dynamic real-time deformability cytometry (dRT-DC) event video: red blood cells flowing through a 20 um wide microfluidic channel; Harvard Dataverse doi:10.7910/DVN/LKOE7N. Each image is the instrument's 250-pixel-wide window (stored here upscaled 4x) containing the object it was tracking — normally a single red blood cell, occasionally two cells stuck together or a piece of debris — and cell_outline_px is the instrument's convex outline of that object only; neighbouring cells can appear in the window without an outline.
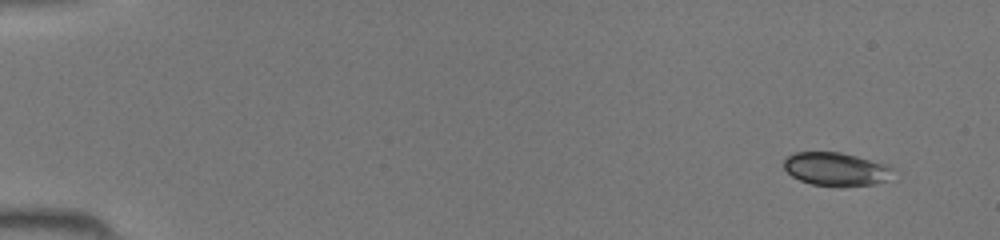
{"species": "common noctule bat (a hibernating species)", "species_latin": "Nyctalus noctula", "temperature_condition": "room temperature", "stored_images_in_passage": 44, "camera_frame_rate_fps": 3000, "um_per_image_px": 0.085, "animal": {"sex": "female", "body_mass_g": 19.5, "forearm_length_mm": 54.1}, "frame": {"image": 1, "passage_image": 1, "time_ms": 0.0, "image_size_px": [1000, 240], "cell_outline_px": [[892, 168], [884, 180], [872, 184], [840, 188], [812, 184], [800, 180], [792, 176], [784, 168], [784, 160], [788, 156], [796, 152], [840, 152], [856, 156], [884, 164]], "centroid_in_image_um": [70.98, 14.39], "position_along_channel_um": 14.0, "area_um2": 20.92}}
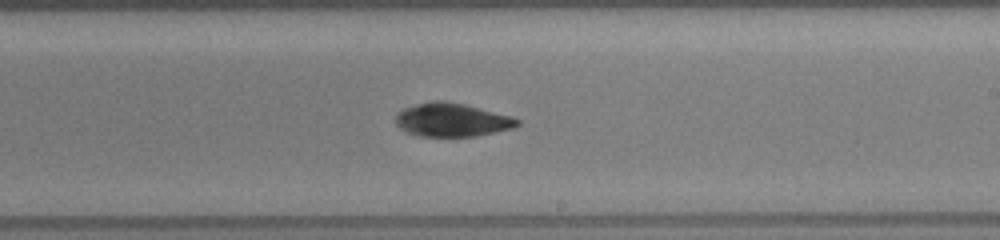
{"frame": {"image": 2, "passage_image": 26, "time_ms": 8.333, "image_size_px": [1000, 240], "cell_outline_px": [[520, 124], [516, 128], [476, 136], [420, 136], [404, 132], [396, 124], [396, 112], [404, 108], [416, 104], [432, 100], [444, 100], [464, 104], [512, 116], [520, 120]], "centroid_in_image_um": [38.42, 10.19], "position_along_channel_um": 250.6, "area_um2": 23.99}}
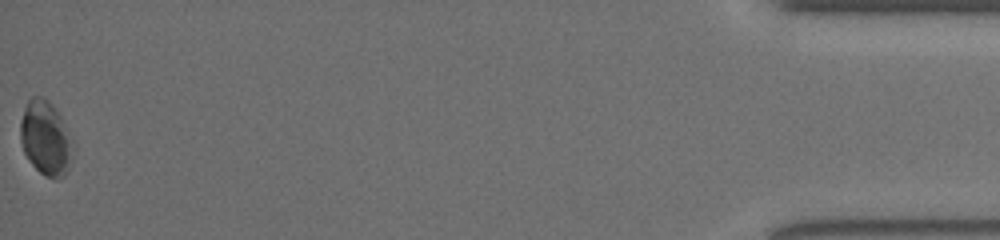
{"frame": {"image": 3, "passage_image": 44, "time_ms": 14.333, "image_size_px": [1000, 240], "cell_outline_px": [[76, 148], [68, 172], [60, 180], [44, 176], [32, 164], [24, 152], [20, 140], [20, 120], [24, 108], [28, 100], [32, 96], [40, 96], [48, 100], [52, 104], [60, 116]], "centroid_in_image_um": [3.91, 11.78], "position_along_channel_um": 431.3, "area_um2": 23.18}}